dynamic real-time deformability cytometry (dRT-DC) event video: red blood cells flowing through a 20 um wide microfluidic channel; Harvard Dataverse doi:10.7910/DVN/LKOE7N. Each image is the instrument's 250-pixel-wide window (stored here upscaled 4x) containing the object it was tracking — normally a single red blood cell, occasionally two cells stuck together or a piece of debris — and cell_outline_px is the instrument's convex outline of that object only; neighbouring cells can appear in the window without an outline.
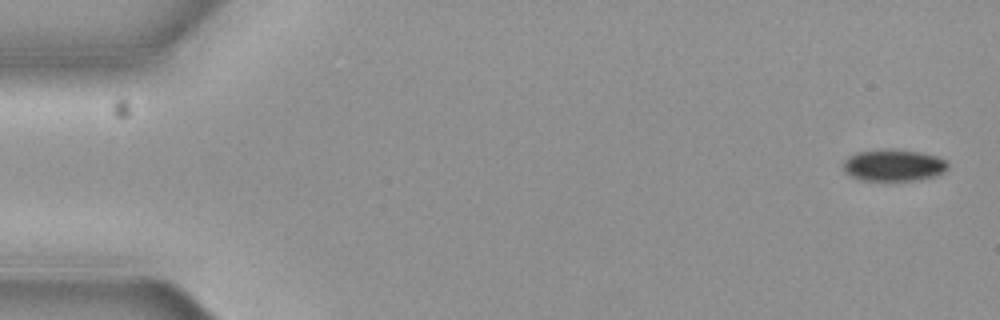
{"species": "common noctule bat (a hibernating species)", "species_latin": "Nyctalus noctula", "temperature_condition": "cold", "stored_images_in_passage": 8, "camera_frame_rate_fps": 3000, "um_per_image_px": 0.085, "animal": {"sex": "female", "body_mass_g": 19.3, "forearm_length_mm": 54.1}, "frame": {"image": 1, "passage_image": 1, "time_ms": 0.0, "image_size_px": [1000, 320], "cell_outline_px": [[948, 168], [944, 172], [936, 176], [920, 180], [892, 184], [860, 180], [848, 176], [844, 172], [844, 160], [848, 156], [856, 152], [888, 148], [916, 152], [936, 156], [944, 160], [948, 164]], "centroid_in_image_um": [75.91, 14.11], "position_along_channel_um": 9.1, "area_um2": 20.35}}
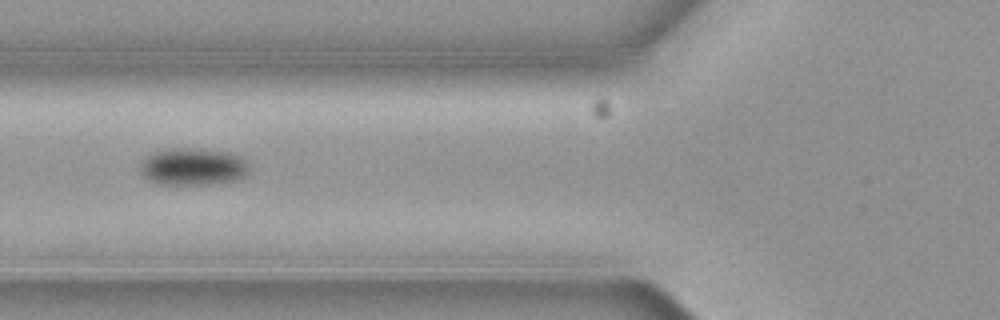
{"frame": {"image": 2, "passage_image": 6, "time_ms": 1.667, "image_size_px": [1000, 320], "cell_outline_px": [[248, 172], [244, 176], [236, 180], [212, 184], [160, 184], [148, 180], [140, 172], [140, 164], [152, 152], [168, 148], [200, 148], [228, 152], [240, 156], [248, 164]], "centroid_in_image_um": [16.39, 14.16], "position_along_channel_um": 109.4, "area_um2": 23.76}}
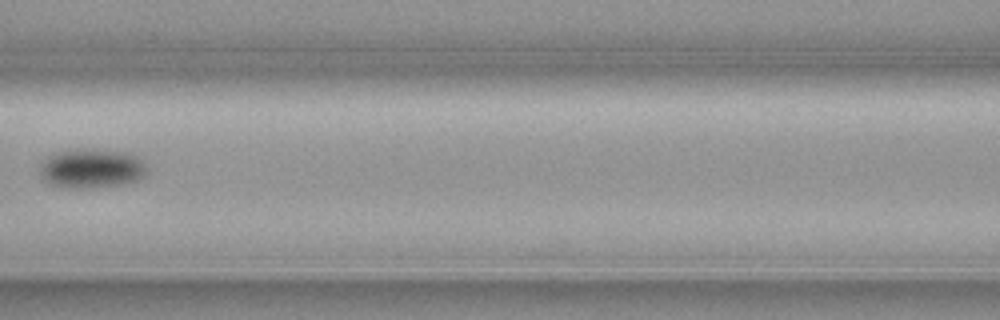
{"frame": {"image": 3, "passage_image": 7, "time_ms": 2.0, "image_size_px": [1000, 320], "cell_outline_px": [[148, 172], [140, 180], [124, 184], [92, 188], [64, 188], [48, 184], [40, 176], [40, 164], [48, 156], [60, 152], [80, 148], [96, 148], [132, 152], [140, 156], [148, 168]], "centroid_in_image_um": [7.85, 14.31], "position_along_channel_um": 158.8, "area_um2": 25.49}}